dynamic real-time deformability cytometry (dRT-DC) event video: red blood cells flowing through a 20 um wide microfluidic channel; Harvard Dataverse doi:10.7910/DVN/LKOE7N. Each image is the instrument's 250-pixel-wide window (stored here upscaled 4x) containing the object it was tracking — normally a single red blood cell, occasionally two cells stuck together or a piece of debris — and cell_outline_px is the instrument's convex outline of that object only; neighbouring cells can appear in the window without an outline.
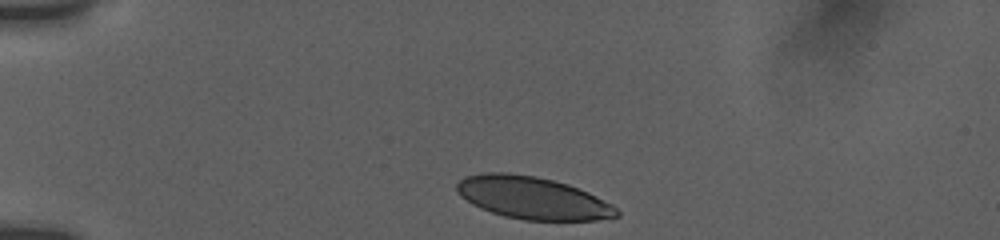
{"species": "human", "species_latin": "Homo sapiens", "temperature_condition": "room temperature", "stored_images_in_passage": 36, "camera_frame_rate_fps": 3000, "um_per_image_px": 0.085, "donor": {"sex": "female"}, "frame": {"image": 1, "passage_image": 1, "time_ms": 0.0, "image_size_px": [1000, 240], "cell_outline_px": [[620, 216], [596, 220], [524, 220], [504, 216], [480, 208], [472, 204], [460, 196], [456, 192], [456, 184], [464, 176], [484, 172], [508, 172], [536, 176], [568, 184], [588, 192], [612, 204], [620, 212]], "centroid_in_image_um": [45.24, 16.81], "position_along_channel_um": 39.8, "area_um2": 39.65}}
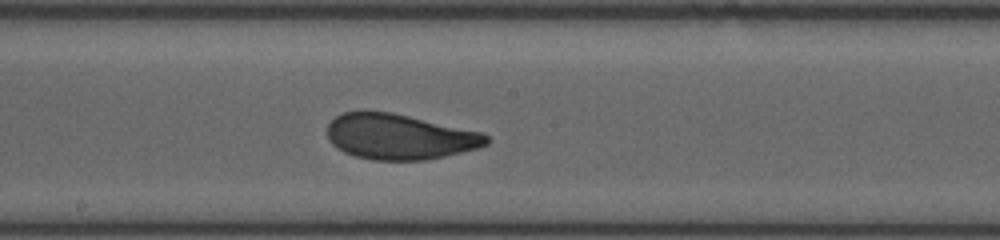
{"frame": {"image": 2, "passage_image": 19, "time_ms": 6.0, "image_size_px": [1000, 240], "cell_outline_px": [[492, 140], [488, 144], [476, 148], [444, 156], [424, 160], [372, 160], [356, 156], [344, 152], [336, 148], [328, 140], [328, 124], [336, 116], [344, 112], [392, 112], [480, 132], [488, 136]], "centroid_in_image_um": [33.94, 11.63], "position_along_channel_um": 214.3, "area_um2": 41.79}}
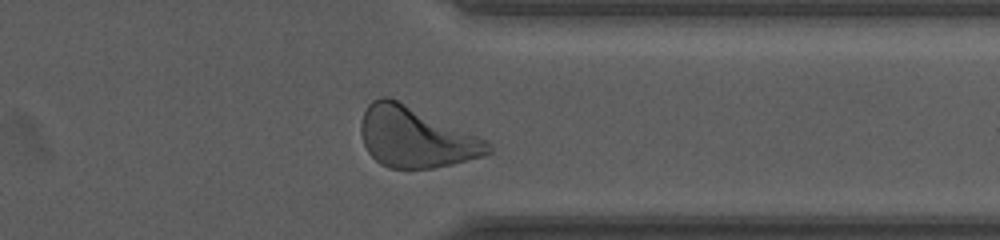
{"frame": {"image": 3, "passage_image": 32, "time_ms": 10.333, "image_size_px": [1000, 240], "cell_outline_px": [[492, 152], [484, 156], [452, 164], [432, 168], [388, 168], [380, 164], [368, 152], [364, 144], [360, 132], [360, 120], [368, 104], [372, 100], [380, 96], [388, 96], [488, 140], [492, 144]], "centroid_in_image_um": [35.33, 11.67], "position_along_channel_um": 376.1, "area_um2": 44.85}, "authors_computed_cell_mechanics": {"area_um2": 42.4541, "velocity_mm_per_s": 3.7587, "shape_relaxation_time_tau1_ms": 3.4283, "shape_relaxation_time_tau2_ms": 0.8024, "deformation_change_tau1": 0.1384, "deformation_change_tau2": 0.0613}}